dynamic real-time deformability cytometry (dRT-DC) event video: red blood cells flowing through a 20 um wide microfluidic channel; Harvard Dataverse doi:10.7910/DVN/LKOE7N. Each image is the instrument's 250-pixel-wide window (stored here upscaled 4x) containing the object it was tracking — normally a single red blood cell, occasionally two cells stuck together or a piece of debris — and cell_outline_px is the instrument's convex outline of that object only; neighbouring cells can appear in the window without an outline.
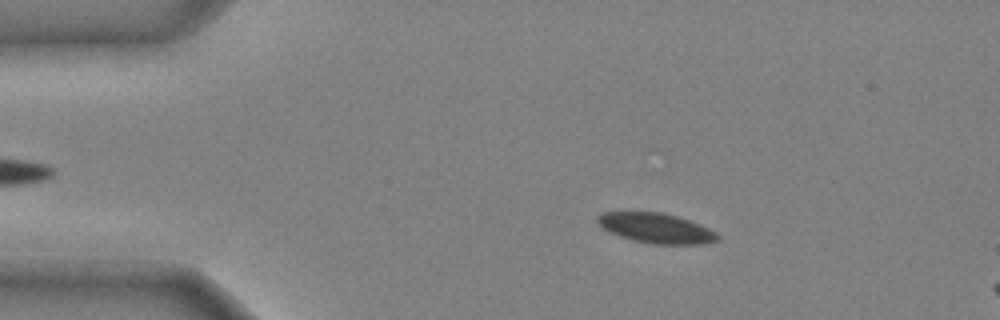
{"species": "common noctule bat (a hibernating species)", "species_latin": "Nyctalus noctula", "temperature_condition": "cold", "stored_images_in_passage": 14, "camera_frame_rate_fps": 3000, "um_per_image_px": 0.085, "animal": {"sex": "male", "body_mass_g": 20.4}, "frame": {"image": 1, "passage_image": 8, "time_ms": 2.333, "image_size_px": [1000, 320], "cell_outline_px": [[720, 240], [704, 244], [652, 244], [632, 240], [608, 232], [596, 220], [596, 216], [600, 212], [660, 212], [676, 216], [700, 224], [716, 232], [720, 236]], "centroid_in_image_um": [55.77, 19.4], "position_along_channel_um": 29.2, "area_um2": 21.04}}